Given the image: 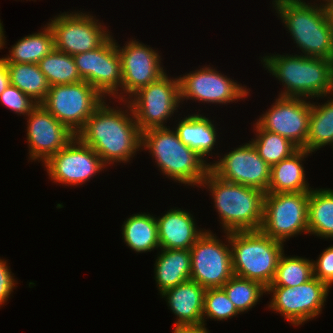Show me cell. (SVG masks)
<instances>
[{
    "mask_svg": "<svg viewBox=\"0 0 333 333\" xmlns=\"http://www.w3.org/2000/svg\"><path fill=\"white\" fill-rule=\"evenodd\" d=\"M206 288L194 280H187L175 287L165 290L169 309L177 316L175 325L203 323V307Z\"/></svg>",
    "mask_w": 333,
    "mask_h": 333,
    "instance_id": "cell-21",
    "label": "cell"
},
{
    "mask_svg": "<svg viewBox=\"0 0 333 333\" xmlns=\"http://www.w3.org/2000/svg\"><path fill=\"white\" fill-rule=\"evenodd\" d=\"M314 277L312 260L299 256L287 257L283 253L270 286L294 287Z\"/></svg>",
    "mask_w": 333,
    "mask_h": 333,
    "instance_id": "cell-32",
    "label": "cell"
},
{
    "mask_svg": "<svg viewBox=\"0 0 333 333\" xmlns=\"http://www.w3.org/2000/svg\"><path fill=\"white\" fill-rule=\"evenodd\" d=\"M44 166L52 181L66 186L82 185L107 167L101 157L76 136Z\"/></svg>",
    "mask_w": 333,
    "mask_h": 333,
    "instance_id": "cell-14",
    "label": "cell"
},
{
    "mask_svg": "<svg viewBox=\"0 0 333 333\" xmlns=\"http://www.w3.org/2000/svg\"><path fill=\"white\" fill-rule=\"evenodd\" d=\"M219 178L267 193L271 167L259 156L251 141L239 146L210 165Z\"/></svg>",
    "mask_w": 333,
    "mask_h": 333,
    "instance_id": "cell-17",
    "label": "cell"
},
{
    "mask_svg": "<svg viewBox=\"0 0 333 333\" xmlns=\"http://www.w3.org/2000/svg\"><path fill=\"white\" fill-rule=\"evenodd\" d=\"M10 84L41 104L47 95L50 85L38 64L6 63Z\"/></svg>",
    "mask_w": 333,
    "mask_h": 333,
    "instance_id": "cell-28",
    "label": "cell"
},
{
    "mask_svg": "<svg viewBox=\"0 0 333 333\" xmlns=\"http://www.w3.org/2000/svg\"><path fill=\"white\" fill-rule=\"evenodd\" d=\"M3 24L1 23V20H0V49L3 48V46L5 45V34H4V31H3Z\"/></svg>",
    "mask_w": 333,
    "mask_h": 333,
    "instance_id": "cell-41",
    "label": "cell"
},
{
    "mask_svg": "<svg viewBox=\"0 0 333 333\" xmlns=\"http://www.w3.org/2000/svg\"><path fill=\"white\" fill-rule=\"evenodd\" d=\"M42 30L18 40L9 50V55L2 59L6 63L38 64L55 49L54 35L49 24Z\"/></svg>",
    "mask_w": 333,
    "mask_h": 333,
    "instance_id": "cell-26",
    "label": "cell"
},
{
    "mask_svg": "<svg viewBox=\"0 0 333 333\" xmlns=\"http://www.w3.org/2000/svg\"><path fill=\"white\" fill-rule=\"evenodd\" d=\"M256 138L251 141L259 156L271 167L291 156L299 148L283 136L261 129L256 123Z\"/></svg>",
    "mask_w": 333,
    "mask_h": 333,
    "instance_id": "cell-31",
    "label": "cell"
},
{
    "mask_svg": "<svg viewBox=\"0 0 333 333\" xmlns=\"http://www.w3.org/2000/svg\"><path fill=\"white\" fill-rule=\"evenodd\" d=\"M330 287L316 277L294 287L268 286L266 292L273 295L268 305L288 322L298 326L321 314Z\"/></svg>",
    "mask_w": 333,
    "mask_h": 333,
    "instance_id": "cell-10",
    "label": "cell"
},
{
    "mask_svg": "<svg viewBox=\"0 0 333 333\" xmlns=\"http://www.w3.org/2000/svg\"><path fill=\"white\" fill-rule=\"evenodd\" d=\"M159 293L190 279V250L161 249L154 264Z\"/></svg>",
    "mask_w": 333,
    "mask_h": 333,
    "instance_id": "cell-23",
    "label": "cell"
},
{
    "mask_svg": "<svg viewBox=\"0 0 333 333\" xmlns=\"http://www.w3.org/2000/svg\"><path fill=\"white\" fill-rule=\"evenodd\" d=\"M212 193L224 233L258 231L263 220L265 192L225 181L208 171L201 185Z\"/></svg>",
    "mask_w": 333,
    "mask_h": 333,
    "instance_id": "cell-4",
    "label": "cell"
},
{
    "mask_svg": "<svg viewBox=\"0 0 333 333\" xmlns=\"http://www.w3.org/2000/svg\"><path fill=\"white\" fill-rule=\"evenodd\" d=\"M173 333H209L203 323L201 324H185L174 325Z\"/></svg>",
    "mask_w": 333,
    "mask_h": 333,
    "instance_id": "cell-38",
    "label": "cell"
},
{
    "mask_svg": "<svg viewBox=\"0 0 333 333\" xmlns=\"http://www.w3.org/2000/svg\"><path fill=\"white\" fill-rule=\"evenodd\" d=\"M313 263L314 277L327 284L330 288L333 284V245L327 247Z\"/></svg>",
    "mask_w": 333,
    "mask_h": 333,
    "instance_id": "cell-36",
    "label": "cell"
},
{
    "mask_svg": "<svg viewBox=\"0 0 333 333\" xmlns=\"http://www.w3.org/2000/svg\"><path fill=\"white\" fill-rule=\"evenodd\" d=\"M68 13L56 15L48 23L57 50L74 56L97 49L111 36L110 31L91 14Z\"/></svg>",
    "mask_w": 333,
    "mask_h": 333,
    "instance_id": "cell-12",
    "label": "cell"
},
{
    "mask_svg": "<svg viewBox=\"0 0 333 333\" xmlns=\"http://www.w3.org/2000/svg\"><path fill=\"white\" fill-rule=\"evenodd\" d=\"M0 102L20 116L28 115L37 106L29 96L11 84L0 94Z\"/></svg>",
    "mask_w": 333,
    "mask_h": 333,
    "instance_id": "cell-35",
    "label": "cell"
},
{
    "mask_svg": "<svg viewBox=\"0 0 333 333\" xmlns=\"http://www.w3.org/2000/svg\"><path fill=\"white\" fill-rule=\"evenodd\" d=\"M326 102L318 106L311 103L306 142V150L311 154L328 144L333 146V98Z\"/></svg>",
    "mask_w": 333,
    "mask_h": 333,
    "instance_id": "cell-29",
    "label": "cell"
},
{
    "mask_svg": "<svg viewBox=\"0 0 333 333\" xmlns=\"http://www.w3.org/2000/svg\"><path fill=\"white\" fill-rule=\"evenodd\" d=\"M27 116L29 160H40L44 164L76 136L41 104Z\"/></svg>",
    "mask_w": 333,
    "mask_h": 333,
    "instance_id": "cell-19",
    "label": "cell"
},
{
    "mask_svg": "<svg viewBox=\"0 0 333 333\" xmlns=\"http://www.w3.org/2000/svg\"><path fill=\"white\" fill-rule=\"evenodd\" d=\"M180 100H197L202 103L227 104L246 98L249 91L246 86L234 82L226 75L211 67H202L179 77Z\"/></svg>",
    "mask_w": 333,
    "mask_h": 333,
    "instance_id": "cell-16",
    "label": "cell"
},
{
    "mask_svg": "<svg viewBox=\"0 0 333 333\" xmlns=\"http://www.w3.org/2000/svg\"><path fill=\"white\" fill-rule=\"evenodd\" d=\"M9 84L10 80L6 62L0 58V94L7 88Z\"/></svg>",
    "mask_w": 333,
    "mask_h": 333,
    "instance_id": "cell-39",
    "label": "cell"
},
{
    "mask_svg": "<svg viewBox=\"0 0 333 333\" xmlns=\"http://www.w3.org/2000/svg\"><path fill=\"white\" fill-rule=\"evenodd\" d=\"M214 235L211 231L205 230L189 249L190 279L206 289L222 287L234 275L229 232H226L227 245Z\"/></svg>",
    "mask_w": 333,
    "mask_h": 333,
    "instance_id": "cell-11",
    "label": "cell"
},
{
    "mask_svg": "<svg viewBox=\"0 0 333 333\" xmlns=\"http://www.w3.org/2000/svg\"><path fill=\"white\" fill-rule=\"evenodd\" d=\"M275 100L256 124L261 129L283 136L298 148L306 149L311 103L304 98L293 97L279 96Z\"/></svg>",
    "mask_w": 333,
    "mask_h": 333,
    "instance_id": "cell-15",
    "label": "cell"
},
{
    "mask_svg": "<svg viewBox=\"0 0 333 333\" xmlns=\"http://www.w3.org/2000/svg\"><path fill=\"white\" fill-rule=\"evenodd\" d=\"M122 237L126 245L137 253H145L160 248L156 217L137 213L125 220Z\"/></svg>",
    "mask_w": 333,
    "mask_h": 333,
    "instance_id": "cell-25",
    "label": "cell"
},
{
    "mask_svg": "<svg viewBox=\"0 0 333 333\" xmlns=\"http://www.w3.org/2000/svg\"><path fill=\"white\" fill-rule=\"evenodd\" d=\"M156 221L160 249L189 250L205 232L197 229L193 215L181 208L168 210Z\"/></svg>",
    "mask_w": 333,
    "mask_h": 333,
    "instance_id": "cell-20",
    "label": "cell"
},
{
    "mask_svg": "<svg viewBox=\"0 0 333 333\" xmlns=\"http://www.w3.org/2000/svg\"><path fill=\"white\" fill-rule=\"evenodd\" d=\"M222 288L240 313L248 312L249 309L257 304L263 293H266V287L260 282L235 275Z\"/></svg>",
    "mask_w": 333,
    "mask_h": 333,
    "instance_id": "cell-33",
    "label": "cell"
},
{
    "mask_svg": "<svg viewBox=\"0 0 333 333\" xmlns=\"http://www.w3.org/2000/svg\"><path fill=\"white\" fill-rule=\"evenodd\" d=\"M129 99L131 101L127 102L142 132L150 128L166 127V121L170 120L169 117L173 116L181 103L179 78L171 79L165 73Z\"/></svg>",
    "mask_w": 333,
    "mask_h": 333,
    "instance_id": "cell-9",
    "label": "cell"
},
{
    "mask_svg": "<svg viewBox=\"0 0 333 333\" xmlns=\"http://www.w3.org/2000/svg\"><path fill=\"white\" fill-rule=\"evenodd\" d=\"M6 260L0 259V307L8 301L17 284Z\"/></svg>",
    "mask_w": 333,
    "mask_h": 333,
    "instance_id": "cell-37",
    "label": "cell"
},
{
    "mask_svg": "<svg viewBox=\"0 0 333 333\" xmlns=\"http://www.w3.org/2000/svg\"><path fill=\"white\" fill-rule=\"evenodd\" d=\"M272 4L303 52L301 55L333 60V27L324 3L309 5L303 0H273Z\"/></svg>",
    "mask_w": 333,
    "mask_h": 333,
    "instance_id": "cell-3",
    "label": "cell"
},
{
    "mask_svg": "<svg viewBox=\"0 0 333 333\" xmlns=\"http://www.w3.org/2000/svg\"><path fill=\"white\" fill-rule=\"evenodd\" d=\"M333 240V189H311L308 201V234Z\"/></svg>",
    "mask_w": 333,
    "mask_h": 333,
    "instance_id": "cell-27",
    "label": "cell"
},
{
    "mask_svg": "<svg viewBox=\"0 0 333 333\" xmlns=\"http://www.w3.org/2000/svg\"><path fill=\"white\" fill-rule=\"evenodd\" d=\"M105 99L86 81L50 86L41 105L75 135Z\"/></svg>",
    "mask_w": 333,
    "mask_h": 333,
    "instance_id": "cell-8",
    "label": "cell"
},
{
    "mask_svg": "<svg viewBox=\"0 0 333 333\" xmlns=\"http://www.w3.org/2000/svg\"><path fill=\"white\" fill-rule=\"evenodd\" d=\"M233 274L260 282L264 287L273 282L283 242L272 239L260 230L229 232Z\"/></svg>",
    "mask_w": 333,
    "mask_h": 333,
    "instance_id": "cell-6",
    "label": "cell"
},
{
    "mask_svg": "<svg viewBox=\"0 0 333 333\" xmlns=\"http://www.w3.org/2000/svg\"><path fill=\"white\" fill-rule=\"evenodd\" d=\"M179 139L190 149L195 150L203 159L212 154L217 143V128L213 122L201 114L186 116L174 128Z\"/></svg>",
    "mask_w": 333,
    "mask_h": 333,
    "instance_id": "cell-24",
    "label": "cell"
},
{
    "mask_svg": "<svg viewBox=\"0 0 333 333\" xmlns=\"http://www.w3.org/2000/svg\"><path fill=\"white\" fill-rule=\"evenodd\" d=\"M310 154L304 148H299L291 156L271 166L270 181L267 193L310 192L311 187L305 180V170L302 164Z\"/></svg>",
    "mask_w": 333,
    "mask_h": 333,
    "instance_id": "cell-22",
    "label": "cell"
},
{
    "mask_svg": "<svg viewBox=\"0 0 333 333\" xmlns=\"http://www.w3.org/2000/svg\"><path fill=\"white\" fill-rule=\"evenodd\" d=\"M142 150H149L166 177L178 183L199 187L210 165L195 150L190 149L173 129L150 128L142 132Z\"/></svg>",
    "mask_w": 333,
    "mask_h": 333,
    "instance_id": "cell-5",
    "label": "cell"
},
{
    "mask_svg": "<svg viewBox=\"0 0 333 333\" xmlns=\"http://www.w3.org/2000/svg\"><path fill=\"white\" fill-rule=\"evenodd\" d=\"M266 70L285 87L280 97L316 98L333 93V60L304 55H266Z\"/></svg>",
    "mask_w": 333,
    "mask_h": 333,
    "instance_id": "cell-2",
    "label": "cell"
},
{
    "mask_svg": "<svg viewBox=\"0 0 333 333\" xmlns=\"http://www.w3.org/2000/svg\"><path fill=\"white\" fill-rule=\"evenodd\" d=\"M308 201L309 192L265 193L260 231L283 243L307 234Z\"/></svg>",
    "mask_w": 333,
    "mask_h": 333,
    "instance_id": "cell-7",
    "label": "cell"
},
{
    "mask_svg": "<svg viewBox=\"0 0 333 333\" xmlns=\"http://www.w3.org/2000/svg\"><path fill=\"white\" fill-rule=\"evenodd\" d=\"M105 101L86 120L76 137L90 146L105 165L129 162L142 149V131L127 101L123 105L128 109L123 111Z\"/></svg>",
    "mask_w": 333,
    "mask_h": 333,
    "instance_id": "cell-1",
    "label": "cell"
},
{
    "mask_svg": "<svg viewBox=\"0 0 333 333\" xmlns=\"http://www.w3.org/2000/svg\"><path fill=\"white\" fill-rule=\"evenodd\" d=\"M73 57L84 81L92 85L104 98L105 95H111L118 99V89L122 85V67L113 36L97 49Z\"/></svg>",
    "mask_w": 333,
    "mask_h": 333,
    "instance_id": "cell-13",
    "label": "cell"
},
{
    "mask_svg": "<svg viewBox=\"0 0 333 333\" xmlns=\"http://www.w3.org/2000/svg\"><path fill=\"white\" fill-rule=\"evenodd\" d=\"M50 86L74 84L83 81L74 57L56 48L38 63Z\"/></svg>",
    "mask_w": 333,
    "mask_h": 333,
    "instance_id": "cell-30",
    "label": "cell"
},
{
    "mask_svg": "<svg viewBox=\"0 0 333 333\" xmlns=\"http://www.w3.org/2000/svg\"><path fill=\"white\" fill-rule=\"evenodd\" d=\"M323 1L325 3L324 6L326 8L329 23L333 27V0H323Z\"/></svg>",
    "mask_w": 333,
    "mask_h": 333,
    "instance_id": "cell-40",
    "label": "cell"
},
{
    "mask_svg": "<svg viewBox=\"0 0 333 333\" xmlns=\"http://www.w3.org/2000/svg\"><path fill=\"white\" fill-rule=\"evenodd\" d=\"M240 314L235 305L230 301L222 287L207 288L204 296L203 324L205 319L225 320ZM207 318H205V317Z\"/></svg>",
    "mask_w": 333,
    "mask_h": 333,
    "instance_id": "cell-34",
    "label": "cell"
},
{
    "mask_svg": "<svg viewBox=\"0 0 333 333\" xmlns=\"http://www.w3.org/2000/svg\"><path fill=\"white\" fill-rule=\"evenodd\" d=\"M116 44L121 57V92L123 91L118 95V99L123 102L129 100L139 89L158 80L166 72L161 66V56L157 50L136 40H130L123 48ZM123 93L129 94L128 99Z\"/></svg>",
    "mask_w": 333,
    "mask_h": 333,
    "instance_id": "cell-18",
    "label": "cell"
}]
</instances>
